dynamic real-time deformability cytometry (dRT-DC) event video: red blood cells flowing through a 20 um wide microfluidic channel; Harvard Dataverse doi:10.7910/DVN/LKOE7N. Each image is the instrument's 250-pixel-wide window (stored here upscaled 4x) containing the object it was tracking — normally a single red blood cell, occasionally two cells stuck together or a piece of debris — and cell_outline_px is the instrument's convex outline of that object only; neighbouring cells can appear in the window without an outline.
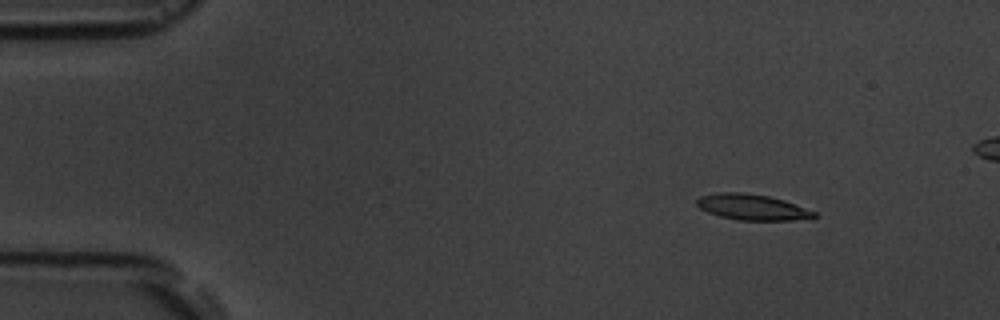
{"species": "common noctule bat (a hibernating species)", "species_latin": "Nyctalus noctula", "temperature_condition": "room temperature", "stored_images_in_passage": 17, "segment_of_instrument_passage": [1, 2], "camera_frame_rate_fps": 3000, "um_per_image_px": 0.085, "animal": {"sex": "male", "body_mass_g": 19.5, "forearm_length_mm": 54.6}, "frame": {"image": 1, "passage_image": 2, "time_ms": 1.333, "image_size_px": [1000, 320], "cell_outline_px": [[820, 216], [812, 220], [740, 220], [720, 216], [708, 212], [700, 208], [696, 204], [696, 200], [700, 196], [720, 192], [744, 192], [768, 196], [784, 200], [816, 212]], "centroid_in_image_um": [64.01, 17.61], "position_along_channel_um": 21.0, "area_um2": 17.8}}
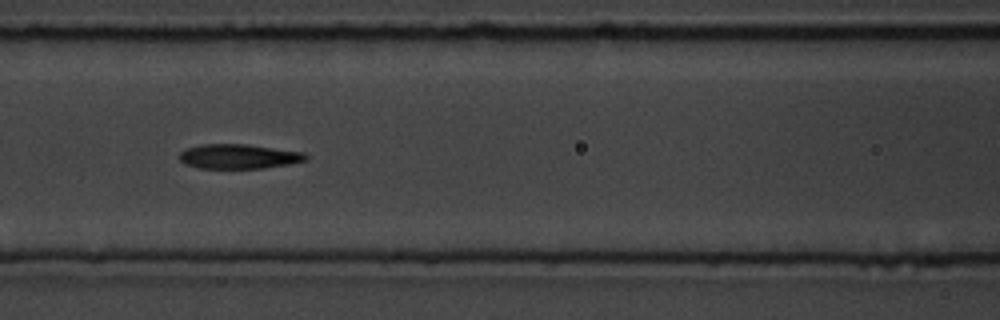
{"frame": {"image": 2, "passage_image": 7, "time_ms": 7.0, "image_size_px": [1000, 320], "cell_outline_px": [[308, 160], [288, 164], [264, 168], [200, 168], [184, 164], [180, 160], [180, 152], [188, 148], [200, 144], [244, 144], [304, 152], [308, 156]], "centroid_in_image_um": [20.3, 13.3], "position_along_channel_um": 146.3, "area_um2": 18.03}}
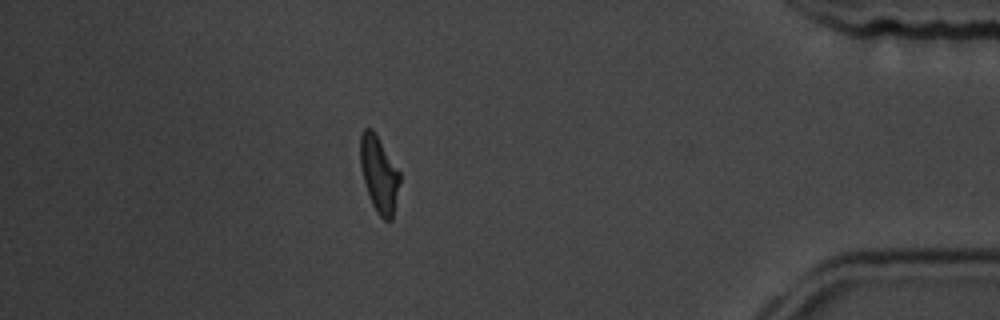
{"frame": {"image": 3, "passage_image": 14, "time_ms": 15.0, "image_size_px": [1000, 320], "cell_outline_px": [[400, 184], [392, 220], [384, 220], [376, 212], [372, 204], [364, 180], [360, 164], [360, 136], [364, 128], [372, 128], [400, 172]], "centroid_in_image_um": [32.22, 14.81], "position_along_channel_um": 403.0, "area_um2": 17.4}}